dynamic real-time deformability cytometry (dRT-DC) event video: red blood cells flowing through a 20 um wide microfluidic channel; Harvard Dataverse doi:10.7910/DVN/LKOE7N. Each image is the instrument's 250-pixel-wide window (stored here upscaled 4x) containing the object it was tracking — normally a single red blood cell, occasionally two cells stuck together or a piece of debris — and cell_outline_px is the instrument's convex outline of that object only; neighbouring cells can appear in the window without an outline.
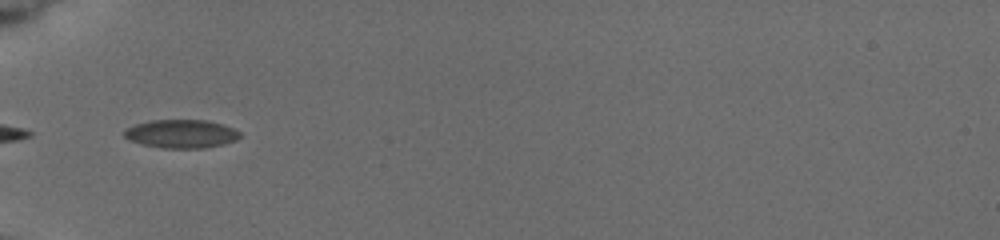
{"species": "common noctule bat (a hibernating species)", "species_latin": "Nyctalus noctula", "temperature_condition": "cold", "stored_images_in_passage": 10, "camera_frame_rate_fps": 3000, "um_per_image_px": 0.085, "animal": {"sex": "female", "body_mass_g": 19.5, "forearm_length_mm": 54.1}, "frame": {"image": 1, "passage_image": 5, "time_ms": 4.0, "image_size_px": [1000, 240], "cell_outline_px": [[240, 136], [236, 140], [224, 144], [204, 148], [160, 148], [128, 140], [124, 136], [124, 132], [128, 128], [136, 124], [152, 120], [204, 120], [220, 124], [232, 128], [240, 132]], "centroid_in_image_um": [15.41, 11.38], "position_along_channel_um": 69.6, "area_um2": 18.96}}
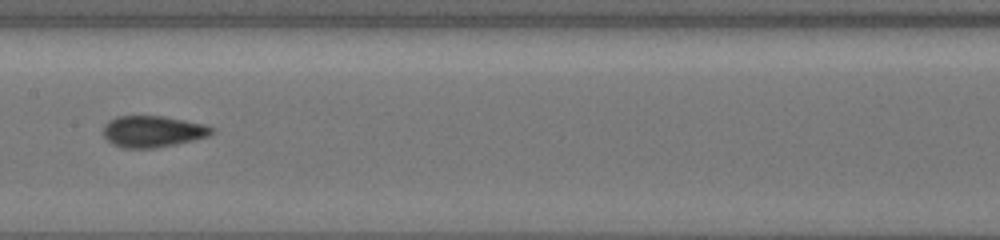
{"frame": {"image": 2, "passage_image": 9, "time_ms": 7.333, "image_size_px": [1000, 240], "cell_outline_px": [[212, 132], [208, 136], [176, 144], [156, 148], [120, 148], [112, 144], [104, 136], [104, 124], [108, 120], [116, 116], [164, 116], [204, 124], [212, 128]], "centroid_in_image_um": [12.93, 11.17], "position_along_channel_um": 194.5, "area_um2": 19.83}}